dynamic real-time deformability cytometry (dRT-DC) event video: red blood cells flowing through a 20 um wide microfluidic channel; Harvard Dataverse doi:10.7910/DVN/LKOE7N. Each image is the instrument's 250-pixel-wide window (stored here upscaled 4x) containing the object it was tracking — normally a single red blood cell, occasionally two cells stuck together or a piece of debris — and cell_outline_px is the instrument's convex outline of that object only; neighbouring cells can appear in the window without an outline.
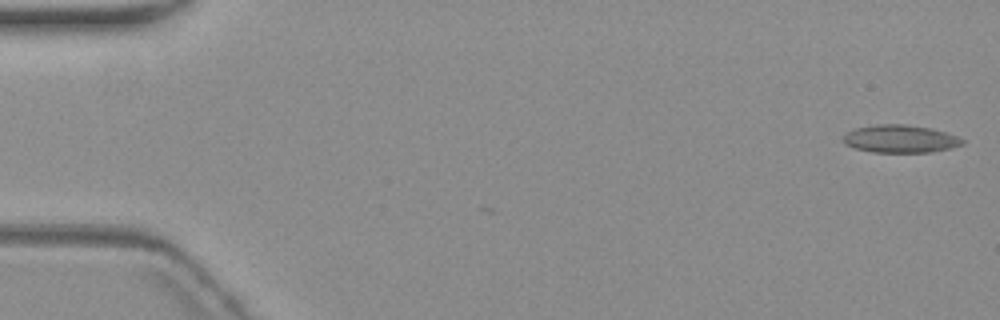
{"species": "common noctule bat (a hibernating species)", "species_latin": "Nyctalus noctula", "temperature_condition": "warm", "stored_images_in_passage": 6, "camera_frame_rate_fps": 3000, "um_per_image_px": 0.085, "animal": {"sex": "female", "body_mass_g": 19.3, "forearm_length_mm": 54.1}, "frame": {"image": 1, "passage_image": 1, "time_ms": 0.0, "image_size_px": [1000, 320], "cell_outline_px": [[964, 144], [948, 148], [928, 152], [872, 152], [856, 148], [844, 144], [844, 136], [848, 132], [856, 128], [876, 124], [904, 124], [932, 128], [956, 136], [964, 140]], "centroid_in_image_um": [76.51, 11.79], "position_along_channel_um": 8.5, "area_um2": 19.02}}
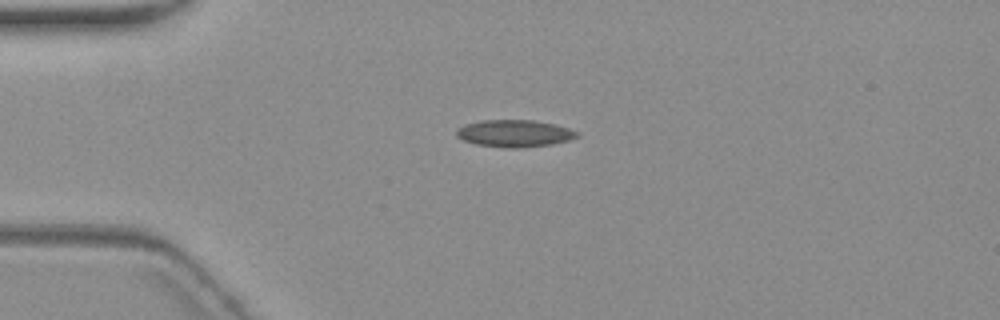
{"frame": {"image": 2, "passage_image": 4, "time_ms": 4.333, "image_size_px": [1000, 320], "cell_outline_px": [[580, 136], [568, 140], [552, 144], [520, 148], [504, 148], [476, 144], [464, 140], [456, 136], [456, 128], [464, 124], [480, 120], [532, 120], [556, 124], [580, 132]], "centroid_in_image_um": [43.73, 11.33], "position_along_channel_um": 41.3, "area_um2": 19.25}}
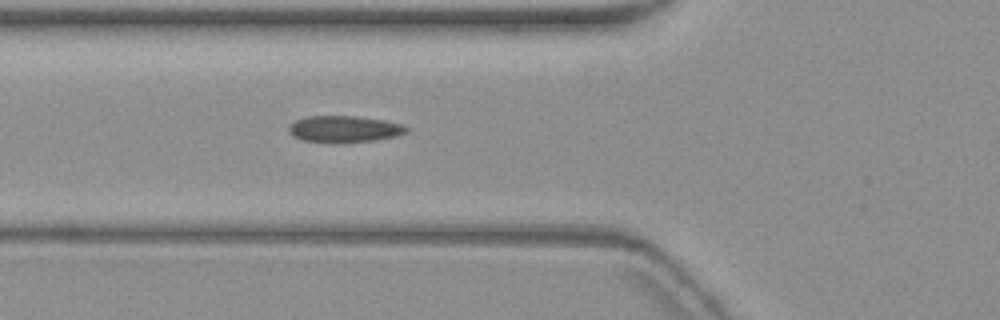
{"frame": {"image": 3, "passage_image": 6, "time_ms": 6.667, "image_size_px": [1000, 320], "cell_outline_px": [[408, 132], [396, 136], [372, 140], [300, 140], [292, 136], [288, 132], [288, 124], [296, 120], [308, 116], [356, 116], [384, 120], [404, 124], [408, 128]], "centroid_in_image_um": [29.26, 10.92], "position_along_channel_um": 96.5, "area_um2": 17.57}}